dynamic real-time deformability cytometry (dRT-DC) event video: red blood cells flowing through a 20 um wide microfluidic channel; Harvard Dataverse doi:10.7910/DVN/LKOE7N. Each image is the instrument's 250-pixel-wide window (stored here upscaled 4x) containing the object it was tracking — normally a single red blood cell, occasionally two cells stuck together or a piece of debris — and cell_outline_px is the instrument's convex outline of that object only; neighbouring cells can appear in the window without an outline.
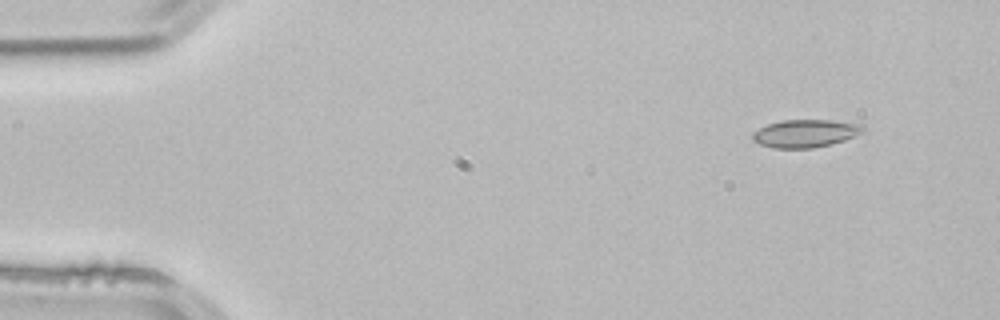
{"species": "common noctule bat (a hibernating species)", "species_latin": "Nyctalus noctula", "temperature_condition": "room temperature", "stored_images_in_passage": 4, "camera_frame_rate_fps": 3000, "um_per_image_px": 0.085, "animal": {"sex": "male", "body_mass_g": 21.5, "forearm_length_mm": 52.0}, "frame": {"image": 1, "passage_image": 1, "time_ms": 0.0, "image_size_px": [1000, 320], "cell_outline_px": [[864, 132], [844, 140], [832, 144], [812, 148], [772, 148], [760, 144], [752, 140], [752, 132], [768, 124], [780, 120], [832, 120], [864, 124]], "centroid_in_image_um": [68.46, 11.33], "position_along_channel_um": 16.5, "area_um2": 18.03}}